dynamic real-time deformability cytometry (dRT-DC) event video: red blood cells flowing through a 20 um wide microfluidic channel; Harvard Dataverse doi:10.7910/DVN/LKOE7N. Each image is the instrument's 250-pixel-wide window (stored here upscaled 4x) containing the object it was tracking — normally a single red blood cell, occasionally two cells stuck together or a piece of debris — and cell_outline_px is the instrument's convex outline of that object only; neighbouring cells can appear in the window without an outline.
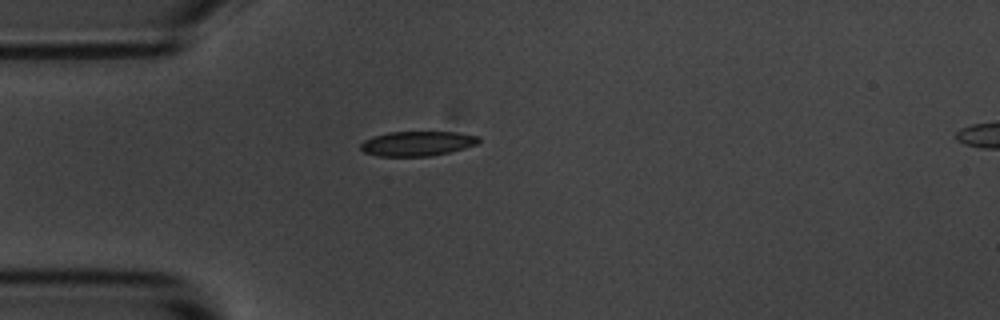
{"species": "common noctule bat (a hibernating species)", "species_latin": "Nyctalus noctula", "temperature_condition": "room temperature", "stored_images_in_passage": 2, "camera_frame_rate_fps": 3000, "um_per_image_px": 0.085, "animal": {"sex": "male", "body_mass_g": 20.1, "forearm_length_mm": 53.5}, "frame": {"image": 1, "passage_image": 1, "time_ms": 0.0, "image_size_px": [1000, 320], "cell_outline_px": [[480, 140], [476, 144], [464, 148], [432, 156], [376, 156], [364, 152], [360, 148], [360, 144], [364, 140], [372, 136], [388, 132], [456, 132], [480, 136]], "centroid_in_image_um": [35.44, 12.2], "position_along_channel_um": 49.6, "area_um2": 17.05}}